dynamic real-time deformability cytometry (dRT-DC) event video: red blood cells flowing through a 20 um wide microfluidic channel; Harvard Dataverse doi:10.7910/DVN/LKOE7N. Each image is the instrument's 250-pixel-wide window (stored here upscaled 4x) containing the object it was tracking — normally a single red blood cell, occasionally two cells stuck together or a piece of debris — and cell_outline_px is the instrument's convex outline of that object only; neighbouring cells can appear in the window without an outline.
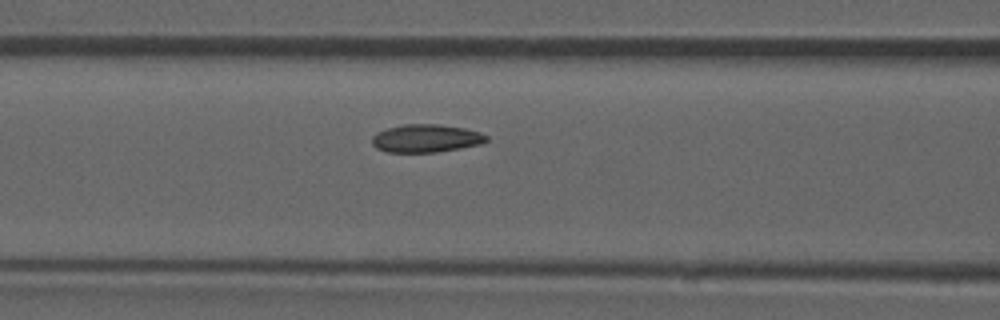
{"species": "common noctule bat (a hibernating species)", "species_latin": "Nyctalus noctula", "temperature_condition": "room temperature", "stored_images_in_passage": 51, "camera_frame_rate_fps": 3000, "um_per_image_px": 0.085, "animal": {"sex": "male", "forearm_length_mm": 52.5}, "frame": {"image": 1, "passage_image": 22, "time_ms": 7.0, "image_size_px": [1000, 320], "cell_outline_px": [[488, 140], [480, 144], [460, 148], [436, 152], [388, 152], [376, 148], [372, 144], [372, 136], [376, 132], [388, 128], [404, 124], [440, 124], [464, 128], [480, 132], [488, 136]], "centroid_in_image_um": [36.2, 11.75], "position_along_channel_um": 130.4, "area_um2": 18.67}, "authors_computed_cell_mechanics": {"area_um2": 18.785, "velocity_mm_per_s": 3.8398, "shape_relaxation_time_tau1_ms": 6.2469, "shape_relaxation_time_tau2_ms": 3.3695, "deformation_change_tau1": 0.121, "deformation_change_tau2": 0.0799}}